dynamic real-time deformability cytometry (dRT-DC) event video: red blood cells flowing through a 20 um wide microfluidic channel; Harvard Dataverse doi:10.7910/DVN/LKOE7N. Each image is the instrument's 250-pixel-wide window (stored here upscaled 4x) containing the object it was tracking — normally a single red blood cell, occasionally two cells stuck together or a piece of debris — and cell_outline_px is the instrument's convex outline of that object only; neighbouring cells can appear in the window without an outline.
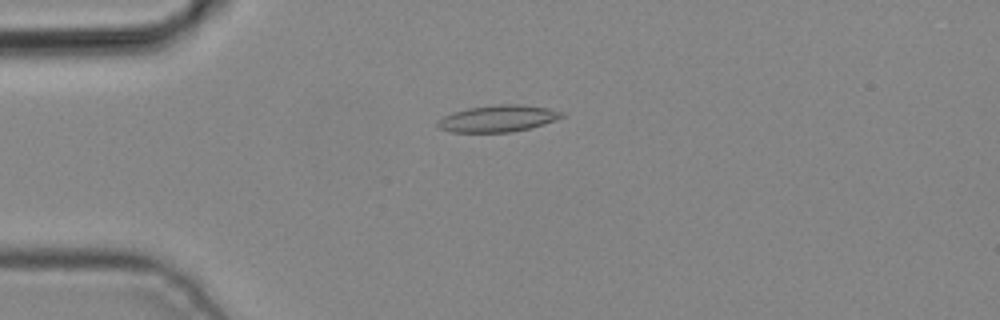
{"species": "common noctule bat (a hibernating species)", "species_latin": "Nyctalus noctula", "temperature_condition": "cold", "stored_images_in_passage": 5, "camera_frame_rate_fps": 3000, "um_per_image_px": 0.085, "animal": {"sex": "male", "body_mass_g": 19.2, "forearm_length_mm": 51.8}, "frame": {"image": 1, "passage_image": 4, "time_ms": 1.0, "image_size_px": [1000, 320], "cell_outline_px": [[564, 116], [556, 120], [544, 124], [512, 132], [452, 132], [440, 128], [436, 124], [444, 116], [452, 112], [468, 108], [500, 104], [520, 104], [548, 108], [564, 112]], "centroid_in_image_um": [42.35, 10.07], "position_along_channel_um": 42.6, "area_um2": 19.19}}